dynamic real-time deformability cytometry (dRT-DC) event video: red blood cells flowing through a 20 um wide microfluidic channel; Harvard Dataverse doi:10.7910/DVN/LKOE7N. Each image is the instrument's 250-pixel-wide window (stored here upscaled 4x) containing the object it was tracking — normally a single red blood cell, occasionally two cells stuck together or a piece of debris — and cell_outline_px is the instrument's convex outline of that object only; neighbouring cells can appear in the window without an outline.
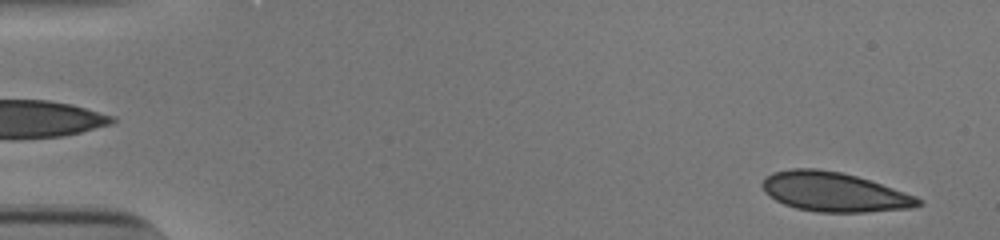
{"species": "human", "species_latin": "Homo sapiens", "temperature_condition": "cold", "stored_images_in_passage": 53, "segment_of_instrument_passage": [1, 2], "camera_frame_rate_fps": 3000, "um_per_image_px": 0.085, "donor": {"sex": "male"}, "frame": {"image": 1, "passage_image": 2, "time_ms": 0.333, "image_size_px": [1000, 240], "cell_outline_px": [[920, 204], [912, 208], [864, 212], [816, 212], [796, 208], [784, 204], [776, 200], [764, 192], [764, 180], [772, 172], [792, 168], [816, 168], [840, 172], [856, 176], [916, 196], [920, 200]], "centroid_in_image_um": [70.87, 16.32], "position_along_channel_um": 14.1, "area_um2": 35.32}}
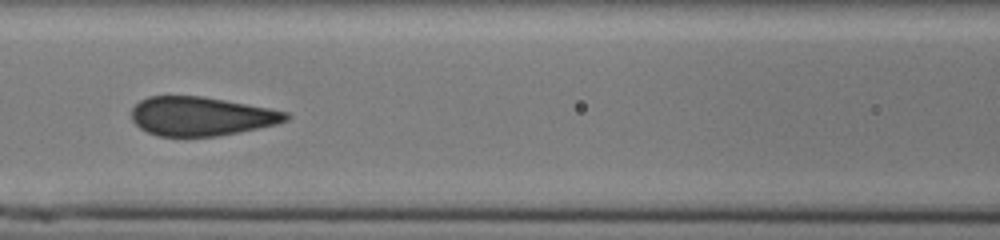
{"frame": {"image": 2, "passage_image": 23, "time_ms": 7.333, "image_size_px": [1000, 240], "cell_outline_px": [[292, 116], [288, 120], [276, 124], [216, 136], [160, 136], [148, 132], [140, 128], [132, 120], [132, 108], [140, 100], [148, 96], [200, 96], [224, 100], [268, 108], [288, 112]], "centroid_in_image_um": [17.08, 9.87], "position_along_channel_um": 149.5, "area_um2": 34.68}}
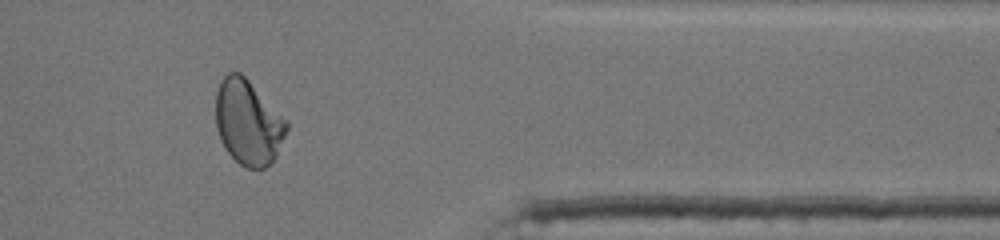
{"frame": {"image": 3, "passage_image": 43, "time_ms": 14.0, "image_size_px": [1000, 240], "cell_outline_px": [[288, 128], [276, 156], [264, 168], [248, 168], [240, 164], [228, 152], [216, 128], [216, 92], [224, 76], [228, 72], [240, 72], [288, 120]], "centroid_in_image_um": [21.1, 10.39], "position_along_channel_um": 390.3, "area_um2": 34.68}}